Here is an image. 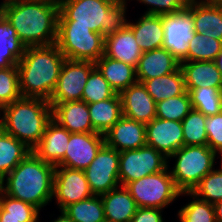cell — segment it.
Returning <instances> with one entry per match:
<instances>
[{
  "label": "cell",
  "mask_w": 222,
  "mask_h": 222,
  "mask_svg": "<svg viewBox=\"0 0 222 222\" xmlns=\"http://www.w3.org/2000/svg\"><path fill=\"white\" fill-rule=\"evenodd\" d=\"M0 8L26 47L57 42V6L35 0H7Z\"/></svg>",
  "instance_id": "obj_1"
},
{
  "label": "cell",
  "mask_w": 222,
  "mask_h": 222,
  "mask_svg": "<svg viewBox=\"0 0 222 222\" xmlns=\"http://www.w3.org/2000/svg\"><path fill=\"white\" fill-rule=\"evenodd\" d=\"M55 166L33 151L0 181V189L39 211L53 200Z\"/></svg>",
  "instance_id": "obj_2"
},
{
  "label": "cell",
  "mask_w": 222,
  "mask_h": 222,
  "mask_svg": "<svg viewBox=\"0 0 222 222\" xmlns=\"http://www.w3.org/2000/svg\"><path fill=\"white\" fill-rule=\"evenodd\" d=\"M65 59L56 43L26 47L17 64L21 96L49 101Z\"/></svg>",
  "instance_id": "obj_3"
},
{
  "label": "cell",
  "mask_w": 222,
  "mask_h": 222,
  "mask_svg": "<svg viewBox=\"0 0 222 222\" xmlns=\"http://www.w3.org/2000/svg\"><path fill=\"white\" fill-rule=\"evenodd\" d=\"M130 0H65L59 7L58 25L89 27L104 37L123 30Z\"/></svg>",
  "instance_id": "obj_4"
},
{
  "label": "cell",
  "mask_w": 222,
  "mask_h": 222,
  "mask_svg": "<svg viewBox=\"0 0 222 222\" xmlns=\"http://www.w3.org/2000/svg\"><path fill=\"white\" fill-rule=\"evenodd\" d=\"M52 120V106L40 98H24L1 108L0 128L33 150Z\"/></svg>",
  "instance_id": "obj_5"
},
{
  "label": "cell",
  "mask_w": 222,
  "mask_h": 222,
  "mask_svg": "<svg viewBox=\"0 0 222 222\" xmlns=\"http://www.w3.org/2000/svg\"><path fill=\"white\" fill-rule=\"evenodd\" d=\"M173 158L175 162L171 167L169 162ZM218 158L217 153L208 145H183L168 158L169 171L176 187L181 192H191L215 168Z\"/></svg>",
  "instance_id": "obj_6"
},
{
  "label": "cell",
  "mask_w": 222,
  "mask_h": 222,
  "mask_svg": "<svg viewBox=\"0 0 222 222\" xmlns=\"http://www.w3.org/2000/svg\"><path fill=\"white\" fill-rule=\"evenodd\" d=\"M126 189L135 200L137 207L165 209L179 200L181 191L171 177L169 167L155 174L128 183Z\"/></svg>",
  "instance_id": "obj_7"
},
{
  "label": "cell",
  "mask_w": 222,
  "mask_h": 222,
  "mask_svg": "<svg viewBox=\"0 0 222 222\" xmlns=\"http://www.w3.org/2000/svg\"><path fill=\"white\" fill-rule=\"evenodd\" d=\"M56 44L66 59L95 63L104 55L105 37L89 27L58 25Z\"/></svg>",
  "instance_id": "obj_8"
},
{
  "label": "cell",
  "mask_w": 222,
  "mask_h": 222,
  "mask_svg": "<svg viewBox=\"0 0 222 222\" xmlns=\"http://www.w3.org/2000/svg\"><path fill=\"white\" fill-rule=\"evenodd\" d=\"M168 167V158L155 148L145 145L138 149L119 152V183H128Z\"/></svg>",
  "instance_id": "obj_9"
},
{
  "label": "cell",
  "mask_w": 222,
  "mask_h": 222,
  "mask_svg": "<svg viewBox=\"0 0 222 222\" xmlns=\"http://www.w3.org/2000/svg\"><path fill=\"white\" fill-rule=\"evenodd\" d=\"M162 24L164 29L162 47L182 62L188 55L189 41L195 34L193 15L190 13V0L183 10L163 14Z\"/></svg>",
  "instance_id": "obj_10"
},
{
  "label": "cell",
  "mask_w": 222,
  "mask_h": 222,
  "mask_svg": "<svg viewBox=\"0 0 222 222\" xmlns=\"http://www.w3.org/2000/svg\"><path fill=\"white\" fill-rule=\"evenodd\" d=\"M84 172L93 195H102L120 187L119 151L104 144Z\"/></svg>",
  "instance_id": "obj_11"
},
{
  "label": "cell",
  "mask_w": 222,
  "mask_h": 222,
  "mask_svg": "<svg viewBox=\"0 0 222 222\" xmlns=\"http://www.w3.org/2000/svg\"><path fill=\"white\" fill-rule=\"evenodd\" d=\"M94 68L95 63L91 61L65 59L49 103L82 100L83 89Z\"/></svg>",
  "instance_id": "obj_12"
},
{
  "label": "cell",
  "mask_w": 222,
  "mask_h": 222,
  "mask_svg": "<svg viewBox=\"0 0 222 222\" xmlns=\"http://www.w3.org/2000/svg\"><path fill=\"white\" fill-rule=\"evenodd\" d=\"M92 196L84 170L55 167L53 199L58 211Z\"/></svg>",
  "instance_id": "obj_13"
},
{
  "label": "cell",
  "mask_w": 222,
  "mask_h": 222,
  "mask_svg": "<svg viewBox=\"0 0 222 222\" xmlns=\"http://www.w3.org/2000/svg\"><path fill=\"white\" fill-rule=\"evenodd\" d=\"M105 144V137L98 132L71 133L65 157L56 167L85 170Z\"/></svg>",
  "instance_id": "obj_14"
},
{
  "label": "cell",
  "mask_w": 222,
  "mask_h": 222,
  "mask_svg": "<svg viewBox=\"0 0 222 222\" xmlns=\"http://www.w3.org/2000/svg\"><path fill=\"white\" fill-rule=\"evenodd\" d=\"M146 145L169 158L184 145L182 122L154 118L146 124Z\"/></svg>",
  "instance_id": "obj_15"
},
{
  "label": "cell",
  "mask_w": 222,
  "mask_h": 222,
  "mask_svg": "<svg viewBox=\"0 0 222 222\" xmlns=\"http://www.w3.org/2000/svg\"><path fill=\"white\" fill-rule=\"evenodd\" d=\"M123 116L144 124L156 118V102L141 82H136L120 94Z\"/></svg>",
  "instance_id": "obj_16"
},
{
  "label": "cell",
  "mask_w": 222,
  "mask_h": 222,
  "mask_svg": "<svg viewBox=\"0 0 222 222\" xmlns=\"http://www.w3.org/2000/svg\"><path fill=\"white\" fill-rule=\"evenodd\" d=\"M105 144L119 152L146 145V124L122 116L105 134Z\"/></svg>",
  "instance_id": "obj_17"
},
{
  "label": "cell",
  "mask_w": 222,
  "mask_h": 222,
  "mask_svg": "<svg viewBox=\"0 0 222 222\" xmlns=\"http://www.w3.org/2000/svg\"><path fill=\"white\" fill-rule=\"evenodd\" d=\"M52 119L70 133L96 132L91 124L88 104L83 100L50 103Z\"/></svg>",
  "instance_id": "obj_18"
},
{
  "label": "cell",
  "mask_w": 222,
  "mask_h": 222,
  "mask_svg": "<svg viewBox=\"0 0 222 222\" xmlns=\"http://www.w3.org/2000/svg\"><path fill=\"white\" fill-rule=\"evenodd\" d=\"M70 132L53 119L47 124L39 144L32 150L41 160L58 166L65 157Z\"/></svg>",
  "instance_id": "obj_19"
},
{
  "label": "cell",
  "mask_w": 222,
  "mask_h": 222,
  "mask_svg": "<svg viewBox=\"0 0 222 222\" xmlns=\"http://www.w3.org/2000/svg\"><path fill=\"white\" fill-rule=\"evenodd\" d=\"M142 53L133 31L128 26L123 30L105 36L104 55L111 59L136 68Z\"/></svg>",
  "instance_id": "obj_20"
},
{
  "label": "cell",
  "mask_w": 222,
  "mask_h": 222,
  "mask_svg": "<svg viewBox=\"0 0 222 222\" xmlns=\"http://www.w3.org/2000/svg\"><path fill=\"white\" fill-rule=\"evenodd\" d=\"M180 62L163 47L143 52L136 67L138 82L177 71Z\"/></svg>",
  "instance_id": "obj_21"
},
{
  "label": "cell",
  "mask_w": 222,
  "mask_h": 222,
  "mask_svg": "<svg viewBox=\"0 0 222 222\" xmlns=\"http://www.w3.org/2000/svg\"><path fill=\"white\" fill-rule=\"evenodd\" d=\"M127 26L133 31L142 52L162 47L164 40L162 15L143 13L136 22L128 20Z\"/></svg>",
  "instance_id": "obj_22"
},
{
  "label": "cell",
  "mask_w": 222,
  "mask_h": 222,
  "mask_svg": "<svg viewBox=\"0 0 222 222\" xmlns=\"http://www.w3.org/2000/svg\"><path fill=\"white\" fill-rule=\"evenodd\" d=\"M180 68L184 75L185 88H222V74L214 61H182Z\"/></svg>",
  "instance_id": "obj_23"
},
{
  "label": "cell",
  "mask_w": 222,
  "mask_h": 222,
  "mask_svg": "<svg viewBox=\"0 0 222 222\" xmlns=\"http://www.w3.org/2000/svg\"><path fill=\"white\" fill-rule=\"evenodd\" d=\"M195 33L222 41V6L209 5L201 0H190Z\"/></svg>",
  "instance_id": "obj_24"
},
{
  "label": "cell",
  "mask_w": 222,
  "mask_h": 222,
  "mask_svg": "<svg viewBox=\"0 0 222 222\" xmlns=\"http://www.w3.org/2000/svg\"><path fill=\"white\" fill-rule=\"evenodd\" d=\"M101 196L106 222H131L137 204L126 187H118Z\"/></svg>",
  "instance_id": "obj_25"
},
{
  "label": "cell",
  "mask_w": 222,
  "mask_h": 222,
  "mask_svg": "<svg viewBox=\"0 0 222 222\" xmlns=\"http://www.w3.org/2000/svg\"><path fill=\"white\" fill-rule=\"evenodd\" d=\"M95 67L117 94L137 82L135 67L105 55L95 62Z\"/></svg>",
  "instance_id": "obj_26"
},
{
  "label": "cell",
  "mask_w": 222,
  "mask_h": 222,
  "mask_svg": "<svg viewBox=\"0 0 222 222\" xmlns=\"http://www.w3.org/2000/svg\"><path fill=\"white\" fill-rule=\"evenodd\" d=\"M91 124L94 130L105 134L122 116V104L119 94L112 98L88 104Z\"/></svg>",
  "instance_id": "obj_27"
},
{
  "label": "cell",
  "mask_w": 222,
  "mask_h": 222,
  "mask_svg": "<svg viewBox=\"0 0 222 222\" xmlns=\"http://www.w3.org/2000/svg\"><path fill=\"white\" fill-rule=\"evenodd\" d=\"M26 46L20 41L16 30L0 13V68L17 66Z\"/></svg>",
  "instance_id": "obj_28"
},
{
  "label": "cell",
  "mask_w": 222,
  "mask_h": 222,
  "mask_svg": "<svg viewBox=\"0 0 222 222\" xmlns=\"http://www.w3.org/2000/svg\"><path fill=\"white\" fill-rule=\"evenodd\" d=\"M142 84L156 103L179 96L186 91L184 75L181 68L164 76L144 80Z\"/></svg>",
  "instance_id": "obj_29"
},
{
  "label": "cell",
  "mask_w": 222,
  "mask_h": 222,
  "mask_svg": "<svg viewBox=\"0 0 222 222\" xmlns=\"http://www.w3.org/2000/svg\"><path fill=\"white\" fill-rule=\"evenodd\" d=\"M31 152L23 142L0 128V181Z\"/></svg>",
  "instance_id": "obj_30"
},
{
  "label": "cell",
  "mask_w": 222,
  "mask_h": 222,
  "mask_svg": "<svg viewBox=\"0 0 222 222\" xmlns=\"http://www.w3.org/2000/svg\"><path fill=\"white\" fill-rule=\"evenodd\" d=\"M74 222H106L100 195L72 203L63 209Z\"/></svg>",
  "instance_id": "obj_31"
},
{
  "label": "cell",
  "mask_w": 222,
  "mask_h": 222,
  "mask_svg": "<svg viewBox=\"0 0 222 222\" xmlns=\"http://www.w3.org/2000/svg\"><path fill=\"white\" fill-rule=\"evenodd\" d=\"M186 90L189 93L192 108L206 117L222 111V88L201 87Z\"/></svg>",
  "instance_id": "obj_32"
},
{
  "label": "cell",
  "mask_w": 222,
  "mask_h": 222,
  "mask_svg": "<svg viewBox=\"0 0 222 222\" xmlns=\"http://www.w3.org/2000/svg\"><path fill=\"white\" fill-rule=\"evenodd\" d=\"M180 196H189L192 200L178 210L176 217L179 222H216L213 204L196 197L191 192H181Z\"/></svg>",
  "instance_id": "obj_33"
},
{
  "label": "cell",
  "mask_w": 222,
  "mask_h": 222,
  "mask_svg": "<svg viewBox=\"0 0 222 222\" xmlns=\"http://www.w3.org/2000/svg\"><path fill=\"white\" fill-rule=\"evenodd\" d=\"M221 50V40L195 33L189 41L188 55L183 61H214Z\"/></svg>",
  "instance_id": "obj_34"
},
{
  "label": "cell",
  "mask_w": 222,
  "mask_h": 222,
  "mask_svg": "<svg viewBox=\"0 0 222 222\" xmlns=\"http://www.w3.org/2000/svg\"><path fill=\"white\" fill-rule=\"evenodd\" d=\"M188 91L156 103V117L181 122L192 110Z\"/></svg>",
  "instance_id": "obj_35"
},
{
  "label": "cell",
  "mask_w": 222,
  "mask_h": 222,
  "mask_svg": "<svg viewBox=\"0 0 222 222\" xmlns=\"http://www.w3.org/2000/svg\"><path fill=\"white\" fill-rule=\"evenodd\" d=\"M206 119L200 111L192 109L181 121L185 146L207 145Z\"/></svg>",
  "instance_id": "obj_36"
},
{
  "label": "cell",
  "mask_w": 222,
  "mask_h": 222,
  "mask_svg": "<svg viewBox=\"0 0 222 222\" xmlns=\"http://www.w3.org/2000/svg\"><path fill=\"white\" fill-rule=\"evenodd\" d=\"M116 92L95 67L89 74L82 93V100L87 104L112 98Z\"/></svg>",
  "instance_id": "obj_37"
},
{
  "label": "cell",
  "mask_w": 222,
  "mask_h": 222,
  "mask_svg": "<svg viewBox=\"0 0 222 222\" xmlns=\"http://www.w3.org/2000/svg\"><path fill=\"white\" fill-rule=\"evenodd\" d=\"M196 197L214 204L222 200V168L213 169L191 191Z\"/></svg>",
  "instance_id": "obj_38"
},
{
  "label": "cell",
  "mask_w": 222,
  "mask_h": 222,
  "mask_svg": "<svg viewBox=\"0 0 222 222\" xmlns=\"http://www.w3.org/2000/svg\"><path fill=\"white\" fill-rule=\"evenodd\" d=\"M21 97L17 66L0 68V109Z\"/></svg>",
  "instance_id": "obj_39"
},
{
  "label": "cell",
  "mask_w": 222,
  "mask_h": 222,
  "mask_svg": "<svg viewBox=\"0 0 222 222\" xmlns=\"http://www.w3.org/2000/svg\"><path fill=\"white\" fill-rule=\"evenodd\" d=\"M0 206L5 210V217L40 218V211L31 204L6 195L0 189Z\"/></svg>",
  "instance_id": "obj_40"
},
{
  "label": "cell",
  "mask_w": 222,
  "mask_h": 222,
  "mask_svg": "<svg viewBox=\"0 0 222 222\" xmlns=\"http://www.w3.org/2000/svg\"><path fill=\"white\" fill-rule=\"evenodd\" d=\"M147 6L145 14L163 15L183 10L189 0H136Z\"/></svg>",
  "instance_id": "obj_41"
},
{
  "label": "cell",
  "mask_w": 222,
  "mask_h": 222,
  "mask_svg": "<svg viewBox=\"0 0 222 222\" xmlns=\"http://www.w3.org/2000/svg\"><path fill=\"white\" fill-rule=\"evenodd\" d=\"M205 130L207 145L216 153L222 149V111L216 115L207 116Z\"/></svg>",
  "instance_id": "obj_42"
},
{
  "label": "cell",
  "mask_w": 222,
  "mask_h": 222,
  "mask_svg": "<svg viewBox=\"0 0 222 222\" xmlns=\"http://www.w3.org/2000/svg\"><path fill=\"white\" fill-rule=\"evenodd\" d=\"M163 209L138 207L131 222H166L163 217Z\"/></svg>",
  "instance_id": "obj_43"
},
{
  "label": "cell",
  "mask_w": 222,
  "mask_h": 222,
  "mask_svg": "<svg viewBox=\"0 0 222 222\" xmlns=\"http://www.w3.org/2000/svg\"><path fill=\"white\" fill-rule=\"evenodd\" d=\"M0 222H39V218L5 217V210L0 206Z\"/></svg>",
  "instance_id": "obj_44"
},
{
  "label": "cell",
  "mask_w": 222,
  "mask_h": 222,
  "mask_svg": "<svg viewBox=\"0 0 222 222\" xmlns=\"http://www.w3.org/2000/svg\"><path fill=\"white\" fill-rule=\"evenodd\" d=\"M216 222H222V200L213 204Z\"/></svg>",
  "instance_id": "obj_45"
},
{
  "label": "cell",
  "mask_w": 222,
  "mask_h": 222,
  "mask_svg": "<svg viewBox=\"0 0 222 222\" xmlns=\"http://www.w3.org/2000/svg\"><path fill=\"white\" fill-rule=\"evenodd\" d=\"M60 214L58 215L57 218H54L52 221L50 222H74L71 218H69L65 212L63 210L59 211Z\"/></svg>",
  "instance_id": "obj_46"
},
{
  "label": "cell",
  "mask_w": 222,
  "mask_h": 222,
  "mask_svg": "<svg viewBox=\"0 0 222 222\" xmlns=\"http://www.w3.org/2000/svg\"><path fill=\"white\" fill-rule=\"evenodd\" d=\"M214 62L216 64V66H217V69L222 74V50L218 53V55L216 56Z\"/></svg>",
  "instance_id": "obj_47"
},
{
  "label": "cell",
  "mask_w": 222,
  "mask_h": 222,
  "mask_svg": "<svg viewBox=\"0 0 222 222\" xmlns=\"http://www.w3.org/2000/svg\"><path fill=\"white\" fill-rule=\"evenodd\" d=\"M35 1L49 3L59 8L65 0H35Z\"/></svg>",
  "instance_id": "obj_48"
},
{
  "label": "cell",
  "mask_w": 222,
  "mask_h": 222,
  "mask_svg": "<svg viewBox=\"0 0 222 222\" xmlns=\"http://www.w3.org/2000/svg\"><path fill=\"white\" fill-rule=\"evenodd\" d=\"M204 3H207L209 5H218L222 6V0H201Z\"/></svg>",
  "instance_id": "obj_49"
},
{
  "label": "cell",
  "mask_w": 222,
  "mask_h": 222,
  "mask_svg": "<svg viewBox=\"0 0 222 222\" xmlns=\"http://www.w3.org/2000/svg\"><path fill=\"white\" fill-rule=\"evenodd\" d=\"M218 155L221 156V158H220L221 165H219V166L222 168V149L219 152H217V156Z\"/></svg>",
  "instance_id": "obj_50"
}]
</instances>
